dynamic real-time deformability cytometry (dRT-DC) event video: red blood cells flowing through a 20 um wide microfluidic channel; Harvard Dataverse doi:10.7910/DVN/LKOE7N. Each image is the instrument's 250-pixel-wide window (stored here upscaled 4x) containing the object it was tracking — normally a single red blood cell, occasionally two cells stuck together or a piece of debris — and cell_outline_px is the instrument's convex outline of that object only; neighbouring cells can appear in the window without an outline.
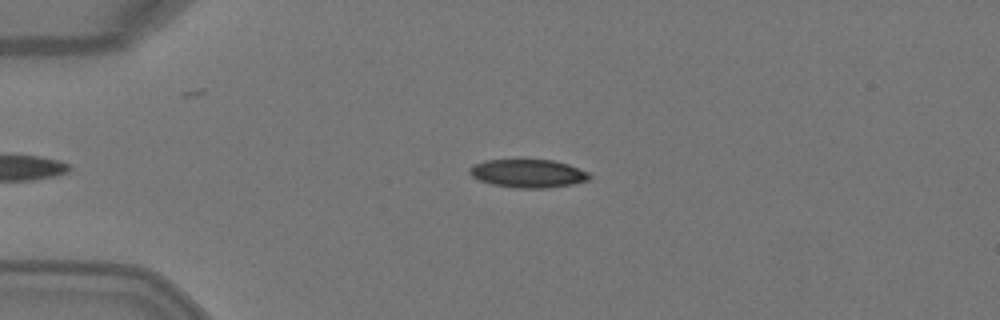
{"species": "Egyptian fruit bat (a non-hibernating species)", "species_latin": "Rousettus aegyptiacus", "temperature_condition": "warm", "stored_images_in_passage": 4, "camera_frame_rate_fps": 3000, "um_per_image_px": 0.085, "animal": {"sex": "female"}, "frame": {"image": 1, "passage_image": 3, "time_ms": 0.667, "image_size_px": [1000, 320], "cell_outline_px": [[592, 176], [588, 180], [572, 184], [548, 188], [516, 188], [492, 184], [480, 180], [472, 176], [468, 172], [468, 168], [472, 164], [484, 160], [552, 160], [568, 164], [588, 172]], "centroid_in_image_um": [44.86, 14.74], "position_along_channel_um": 40.1, "area_um2": 19.77}}